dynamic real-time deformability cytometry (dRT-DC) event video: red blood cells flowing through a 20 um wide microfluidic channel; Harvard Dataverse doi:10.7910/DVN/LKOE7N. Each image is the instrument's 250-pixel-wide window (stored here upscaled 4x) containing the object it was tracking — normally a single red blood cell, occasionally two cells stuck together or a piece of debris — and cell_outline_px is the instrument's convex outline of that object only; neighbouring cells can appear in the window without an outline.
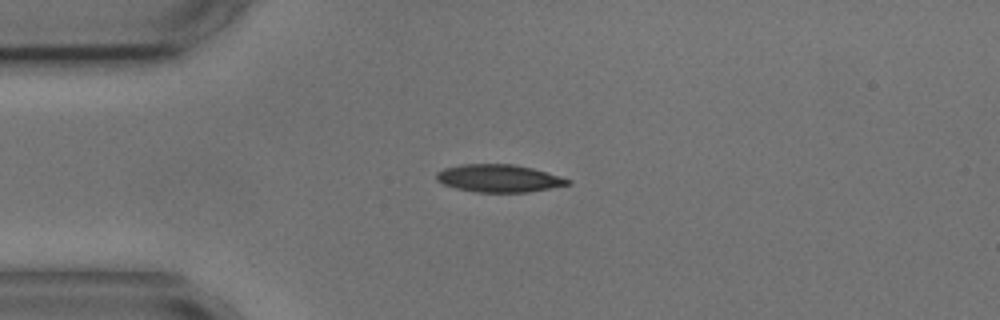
{"species": "common noctule bat (a hibernating species)", "species_latin": "Nyctalus noctula", "temperature_condition": "cold", "stored_images_in_passage": 12, "camera_frame_rate_fps": 3000, "um_per_image_px": 0.085, "animal": {"sex": "male", "body_mass_g": 17.9, "forearm_length_mm": 54.2}, "frame": {"image": 1, "passage_image": 1, "time_ms": 0.0, "image_size_px": [1000, 320], "cell_outline_px": [[572, 184], [528, 192], [476, 192], [456, 188], [444, 184], [436, 180], [436, 172], [444, 168], [460, 164], [512, 164], [532, 168], [572, 180]], "centroid_in_image_um": [42.39, 15.15], "position_along_channel_um": 42.6, "area_um2": 21.1}}
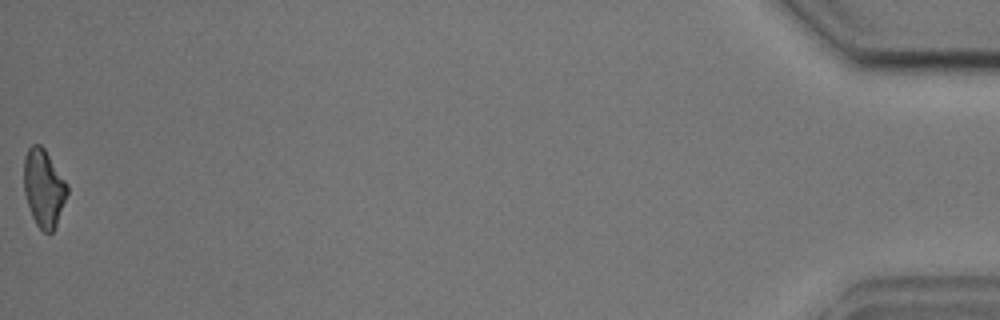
{"frame": {"image": 2, "passage_image": 12, "time_ms": 14.0, "image_size_px": [1000, 320], "cell_outline_px": [[68, 192], [56, 224], [52, 232], [44, 232], [36, 224], [32, 216], [24, 192], [24, 156], [28, 148], [32, 144], [40, 144], [44, 148], [68, 184]], "centroid_in_image_um": [3.71, 15.95], "position_along_channel_um": 431.5, "area_um2": 19.42}, "authors_computed_cell_mechanics": {"area_um2": 20.8369, "velocity_mm_per_s": 3.6068, "shape_relaxation_time_tau1_ms": 2.0642, "shape_relaxation_time_tau2_ms": null, "deformation_change_tau1": 0.0761, "deformation_change_tau2": null}}